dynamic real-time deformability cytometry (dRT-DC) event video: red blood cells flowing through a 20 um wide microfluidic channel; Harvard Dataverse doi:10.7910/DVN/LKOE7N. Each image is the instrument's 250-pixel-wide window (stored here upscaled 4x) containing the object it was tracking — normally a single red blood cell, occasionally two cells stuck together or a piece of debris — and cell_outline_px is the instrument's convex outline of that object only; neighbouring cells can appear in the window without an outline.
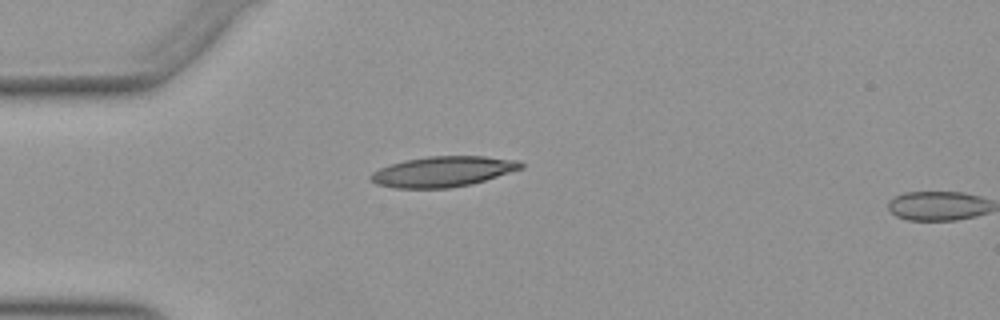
{"species": "Egyptian fruit bat (a non-hibernating species)", "species_latin": "Rousettus aegyptiacus", "temperature_condition": "warm", "stored_images_in_passage": 2, "camera_frame_rate_fps": 3000, "um_per_image_px": 0.085, "animal": {"sex": "female"}, "frame": {"image": 1, "passage_image": 1, "time_ms": 0.0, "image_size_px": [1000, 320], "cell_outline_px": [[524, 168], [472, 184], [448, 188], [392, 188], [376, 184], [368, 180], [368, 176], [372, 172], [380, 168], [404, 160], [428, 156], [484, 156], [520, 160], [524, 164]], "centroid_in_image_um": [37.64, 14.58], "position_along_channel_um": 47.4, "area_um2": 26.88}}